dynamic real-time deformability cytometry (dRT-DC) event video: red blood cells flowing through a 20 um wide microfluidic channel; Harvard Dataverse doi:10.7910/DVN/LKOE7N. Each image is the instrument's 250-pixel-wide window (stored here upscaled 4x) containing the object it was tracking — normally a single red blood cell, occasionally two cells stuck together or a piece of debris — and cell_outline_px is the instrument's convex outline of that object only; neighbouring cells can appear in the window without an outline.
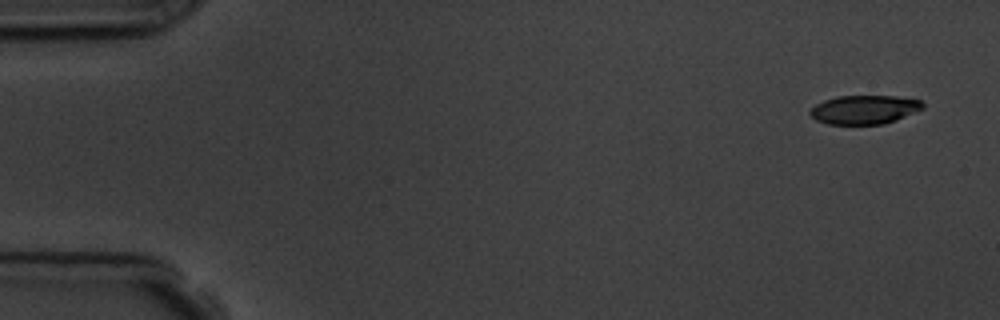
{"species": "common noctule bat (a hibernating species)", "species_latin": "Nyctalus noctula", "temperature_condition": "room temperature", "stored_images_in_passage": 3, "camera_frame_rate_fps": 3000, "um_per_image_px": 0.085, "animal": {"sex": "male", "body_mass_g": 19.5, "forearm_length_mm": 54.6}, "frame": {"image": 1, "passage_image": 1, "time_ms": 0.0, "image_size_px": [1000, 320], "cell_outline_px": [[924, 108], [896, 120], [884, 124], [828, 124], [816, 120], [808, 112], [816, 104], [824, 100], [836, 96], [896, 96], [920, 100], [924, 104]], "centroid_in_image_um": [73.47, 9.31], "position_along_channel_um": 11.5, "area_um2": 18.9}}